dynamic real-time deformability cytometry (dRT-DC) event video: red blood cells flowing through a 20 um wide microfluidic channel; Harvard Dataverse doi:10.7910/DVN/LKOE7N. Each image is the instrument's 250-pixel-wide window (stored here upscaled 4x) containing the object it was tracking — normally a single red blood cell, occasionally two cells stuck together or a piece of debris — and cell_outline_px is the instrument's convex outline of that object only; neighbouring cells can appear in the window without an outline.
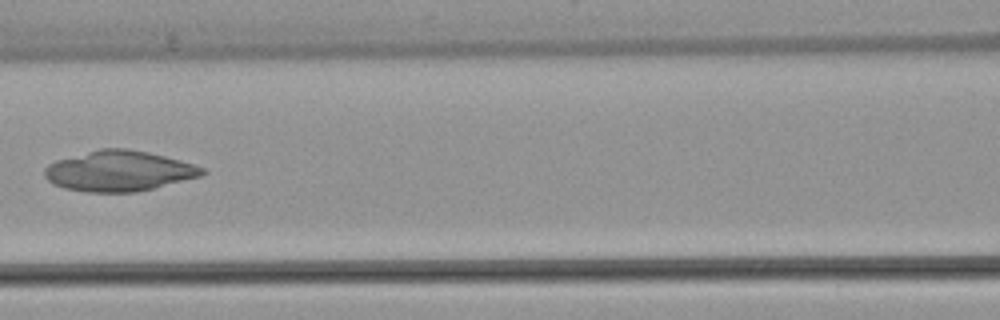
{"species": "common noctule bat (a hibernating species)", "species_latin": "Nyctalus noctula", "temperature_condition": "warm", "stored_images_in_passage": 4, "camera_frame_rate_fps": 3000, "um_per_image_px": 0.085, "animal": {"sex": "female", "body_mass_g": 22.7, "forearm_length_mm": 54.2}, "frame": {"image": 1, "passage_image": 4, "time_ms": 3.667, "image_size_px": [1000, 320], "cell_outline_px": [[208, 172], [200, 176], [136, 192], [84, 192], [64, 188], [52, 184], [44, 176], [44, 168], [48, 164], [56, 160], [100, 148], [128, 148], [148, 152], [164, 156], [192, 164], [204, 168]], "centroid_in_image_um": [10.06, 14.53], "position_along_channel_um": 156.5, "area_um2": 37.05}}